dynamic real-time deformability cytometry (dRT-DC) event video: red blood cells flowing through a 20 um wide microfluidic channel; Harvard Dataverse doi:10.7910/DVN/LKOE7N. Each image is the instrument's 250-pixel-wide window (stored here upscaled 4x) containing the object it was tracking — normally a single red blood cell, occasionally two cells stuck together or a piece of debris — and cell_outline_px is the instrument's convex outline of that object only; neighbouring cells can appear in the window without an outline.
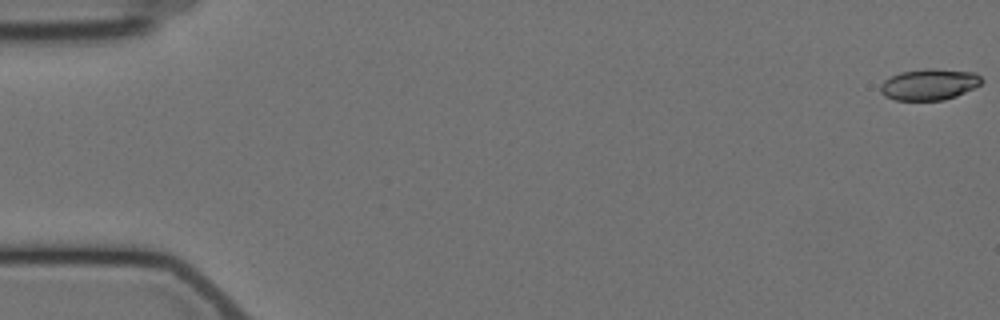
{"species": "Egyptian fruit bat (a non-hibernating species)", "species_latin": "Rousettus aegyptiacus", "temperature_condition": "cold", "stored_images_in_passage": 7, "camera_frame_rate_fps": 3000, "um_per_image_px": 0.085, "animal": {"sex": "female"}, "frame": {"image": 1, "passage_image": 1, "time_ms": 0.0, "image_size_px": [1000, 320], "cell_outline_px": [[984, 80], [980, 84], [956, 96], [944, 100], [896, 100], [884, 96], [880, 92], [880, 84], [884, 80], [900, 72], [924, 68], [932, 68], [976, 72]], "centroid_in_image_um": [78.97, 7.16], "position_along_channel_um": 6.0, "area_um2": 18.5}}
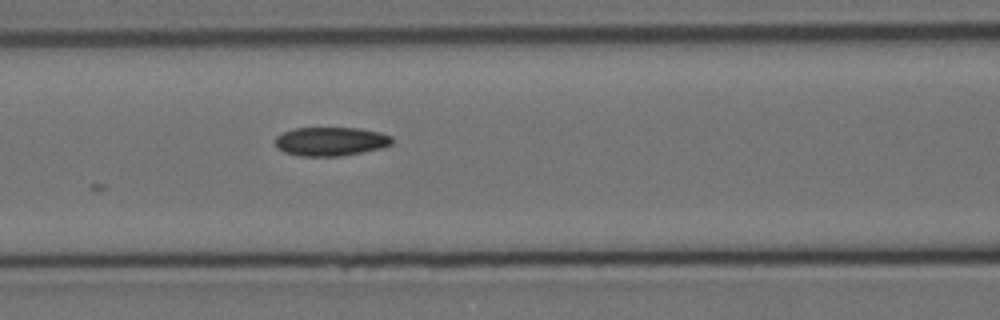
{"frame": {"image": 2, "passage_image": 7, "time_ms": 8.0, "image_size_px": [1000, 320], "cell_outline_px": [[392, 144], [380, 148], [340, 156], [300, 156], [284, 152], [276, 148], [276, 136], [292, 128], [360, 128], [380, 132], [392, 136]], "centroid_in_image_um": [28.09, 12.01], "position_along_channel_um": 138.5, "area_um2": 19.59}}